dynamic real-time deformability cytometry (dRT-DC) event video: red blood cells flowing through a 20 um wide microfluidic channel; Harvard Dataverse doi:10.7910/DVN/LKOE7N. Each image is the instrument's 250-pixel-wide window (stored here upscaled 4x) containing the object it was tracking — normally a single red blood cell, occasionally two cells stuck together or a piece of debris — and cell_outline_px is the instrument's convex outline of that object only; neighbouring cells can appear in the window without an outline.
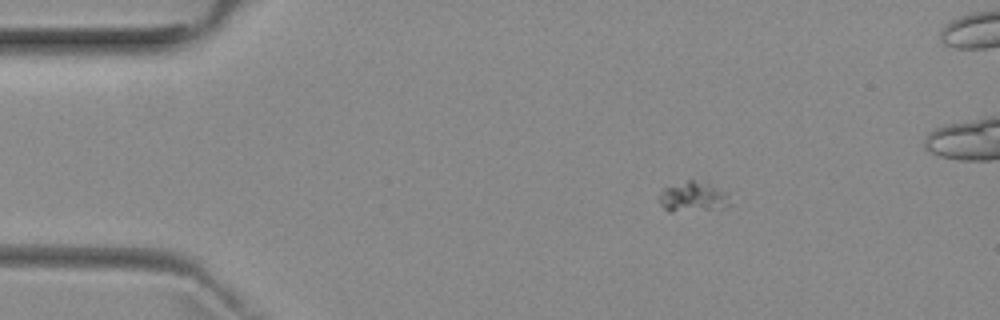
{"species": "common noctule bat (a hibernating species)", "species_latin": "Nyctalus noctula", "temperature_condition": "room temperature", "stored_images_in_passage": 3, "camera_frame_rate_fps": 3000, "um_per_image_px": 0.085, "animal": {"sex": "female", "body_mass_g": 29.2, "forearm_length_mm": 56.3}, "frame": {"image": 1, "passage_image": 1, "time_ms": 0.0, "image_size_px": [1000, 320], "cell_outline_px": [[732, 204], [724, 208], [672, 212], [668, 212], [660, 204], [660, 192], [664, 188], [688, 180], [708, 180], [728, 192]], "centroid_in_image_um": [59.0, 16.71], "position_along_channel_um": 26.0, "area_um2": 12.95}}